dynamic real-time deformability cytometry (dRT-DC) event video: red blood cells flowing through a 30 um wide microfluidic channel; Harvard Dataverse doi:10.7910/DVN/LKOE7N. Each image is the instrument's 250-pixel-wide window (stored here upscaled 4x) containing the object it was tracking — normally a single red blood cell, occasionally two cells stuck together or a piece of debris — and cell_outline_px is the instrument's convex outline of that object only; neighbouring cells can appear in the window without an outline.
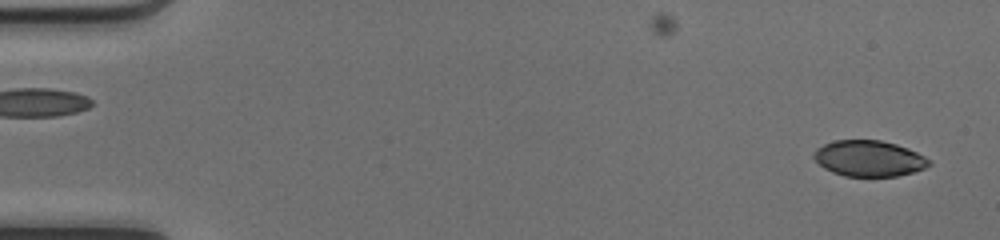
{"species": "common noctule bat (a hibernating species)", "species_latin": "Nyctalus noctula", "temperature_condition": "cold", "stored_images_in_passage": 50, "camera_frame_rate_fps": 3000, "um_per_image_px": 0.085, "animal": {"sex": "female", "body_mass_g": 17.0, "forearm_length_mm": 48.0}, "frame": {"image": 1, "passage_image": 2, "time_ms": 0.333, "image_size_px": [1000, 240], "cell_outline_px": [[932, 164], [924, 168], [912, 172], [896, 176], [844, 176], [832, 172], [824, 168], [812, 156], [812, 152], [816, 148], [824, 144], [836, 140], [880, 140], [896, 144], [908, 148], [932, 160]], "centroid_in_image_um": [73.86, 13.46], "position_along_channel_um": 11.1, "area_um2": 24.16}}
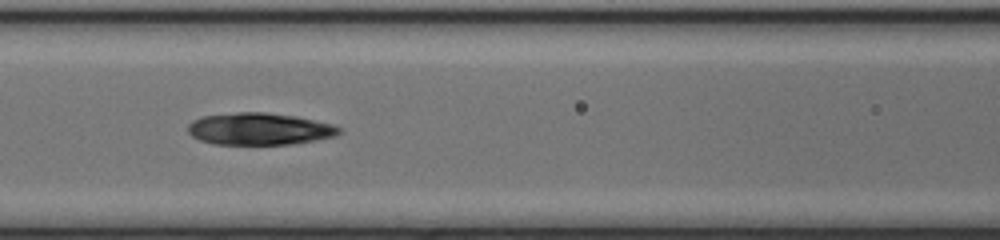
{"frame": {"image": 2, "passage_image": 22, "time_ms": 7.0, "image_size_px": [1000, 240], "cell_outline_px": [[344, 132], [336, 136], [296, 144], [216, 144], [200, 140], [192, 136], [188, 132], [188, 124], [192, 120], [204, 116], [236, 112], [264, 112], [296, 116], [332, 124], [340, 128]], "centroid_in_image_um": [22.08, 10.96], "position_along_channel_um": 144.5, "area_um2": 28.32}}
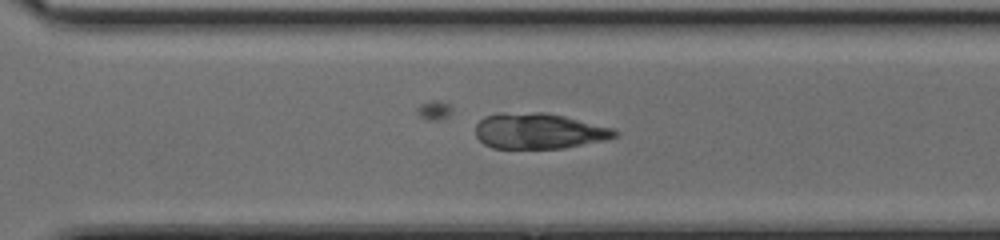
{"frame": {"image": 3, "passage_image": 35, "time_ms": 11.333, "image_size_px": [1000, 240], "cell_outline_px": [[620, 136], [608, 140], [564, 148], [492, 148], [484, 144], [476, 136], [476, 124], [484, 116], [500, 112], [544, 112], [564, 116], [612, 128], [620, 132]], "centroid_in_image_um": [45.82, 11.13], "position_along_channel_um": 324.8, "area_um2": 29.25}}